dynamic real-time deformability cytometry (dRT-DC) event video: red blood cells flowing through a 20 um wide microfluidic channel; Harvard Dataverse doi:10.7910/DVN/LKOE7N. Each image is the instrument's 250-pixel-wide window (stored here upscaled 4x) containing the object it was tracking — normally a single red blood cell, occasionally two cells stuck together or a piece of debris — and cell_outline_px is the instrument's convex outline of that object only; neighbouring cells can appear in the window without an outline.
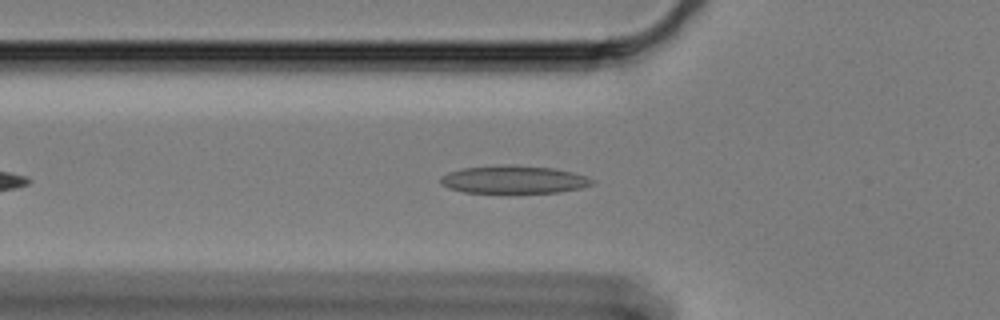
{"species": "Egyptian fruit bat (a non-hibernating species)", "species_latin": "Rousettus aegyptiacus", "temperature_condition": "cold", "stored_images_in_passage": 19, "camera_frame_rate_fps": 3000, "um_per_image_px": 0.085, "animal": {"sex": "female"}, "frame": {"image": 1, "passage_image": 7, "time_ms": 2.0, "image_size_px": [1000, 320], "cell_outline_px": [[596, 184], [580, 188], [560, 192], [508, 196], [500, 196], [464, 192], [448, 188], [440, 184], [440, 176], [448, 172], [464, 168], [552, 168], [572, 172], [588, 176], [596, 180]], "centroid_in_image_um": [43.7, 15.38], "position_along_channel_um": 82.1, "area_um2": 24.85}}
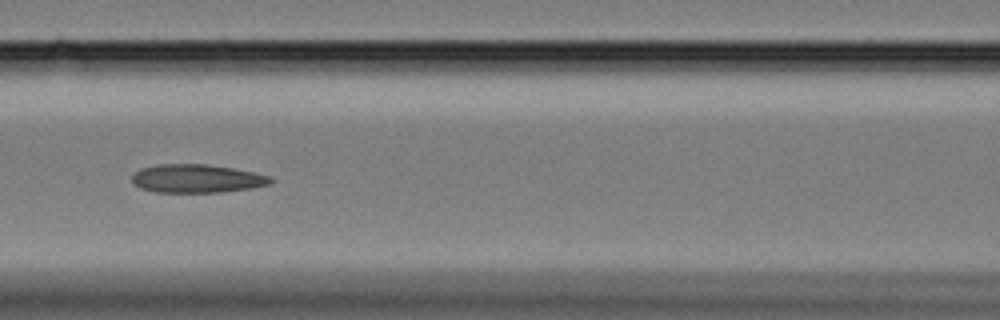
{"frame": {"image": 2, "passage_image": 13, "time_ms": 4.0, "image_size_px": [1000, 320], "cell_outline_px": [[276, 180], [268, 184], [252, 188], [220, 192], [156, 192], [140, 188], [132, 180], [132, 176], [140, 168], [160, 164], [208, 164], [232, 168], [272, 176]], "centroid_in_image_um": [16.76, 15.17], "position_along_channel_um": 149.8, "area_um2": 22.89}}
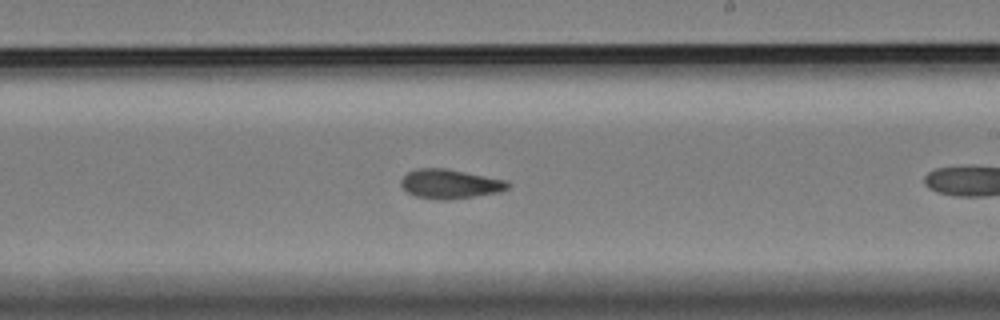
{"frame": {"image": 3, "passage_image": 18, "time_ms": 5.667, "image_size_px": [1000, 320], "cell_outline_px": [[512, 184], [508, 188], [500, 192], [452, 200], [440, 200], [416, 196], [408, 192], [400, 184], [400, 180], [408, 172], [420, 168], [444, 168], [508, 180]], "centroid_in_image_um": [38.29, 15.64], "position_along_channel_um": 250.7, "area_um2": 18.32}}